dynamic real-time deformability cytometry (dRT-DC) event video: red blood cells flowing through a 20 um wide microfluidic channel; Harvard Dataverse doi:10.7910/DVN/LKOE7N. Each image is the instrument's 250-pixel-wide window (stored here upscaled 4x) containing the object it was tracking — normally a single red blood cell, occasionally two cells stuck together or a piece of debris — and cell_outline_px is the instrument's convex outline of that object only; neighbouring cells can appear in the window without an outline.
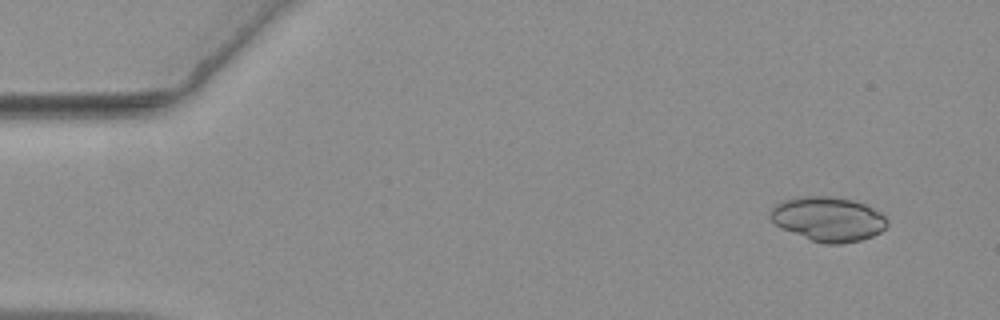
{"species": "common noctule bat (a hibernating species)", "species_latin": "Nyctalus noctula", "temperature_condition": "warm", "stored_images_in_passage": 52, "camera_frame_rate_fps": 3000, "um_per_image_px": 0.085, "animal": {"sex": "female", "body_mass_g": 19.3, "forearm_length_mm": 54.1}, "frame": {"image": 1, "passage_image": 1, "time_ms": 0.0, "image_size_px": [1000, 320], "cell_outline_px": [[888, 224], [880, 232], [872, 236], [860, 240], [840, 244], [824, 244], [812, 240], [784, 228], [776, 224], [768, 216], [768, 212], [776, 204], [784, 200], [796, 196], [832, 196], [852, 200], [864, 204], [880, 212], [888, 220]], "centroid_in_image_um": [70.39, 18.6], "position_along_channel_um": 14.6, "area_um2": 30.11}}